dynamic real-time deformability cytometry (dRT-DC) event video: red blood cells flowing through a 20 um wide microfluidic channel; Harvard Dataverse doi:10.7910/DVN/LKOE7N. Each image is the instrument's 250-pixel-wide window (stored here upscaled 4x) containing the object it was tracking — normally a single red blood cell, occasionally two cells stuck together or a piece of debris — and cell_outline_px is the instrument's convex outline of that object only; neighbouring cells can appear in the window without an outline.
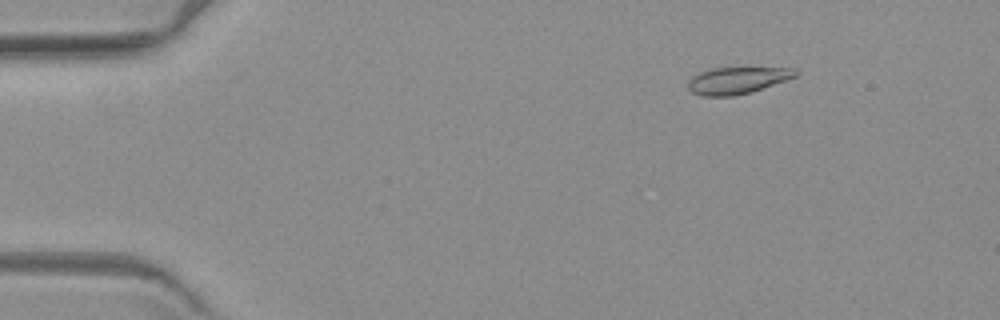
{"species": "common noctule bat (a hibernating species)", "species_latin": "Nyctalus noctula", "temperature_condition": "warm", "stored_images_in_passage": 5, "camera_frame_rate_fps": 3000, "um_per_image_px": 0.085, "animal": {"sex": "female", "body_mass_g": 19.3, "forearm_length_mm": 54.1}, "frame": {"image": 1, "passage_image": 1, "time_ms": 0.0, "image_size_px": [1000, 320], "cell_outline_px": [[800, 72], [796, 76], [752, 92], [732, 96], [700, 96], [692, 92], [688, 88], [688, 80], [692, 76], [700, 72], [712, 68], [796, 68]], "centroid_in_image_um": [62.65, 6.83], "position_along_channel_um": 22.4, "area_um2": 16.76}}
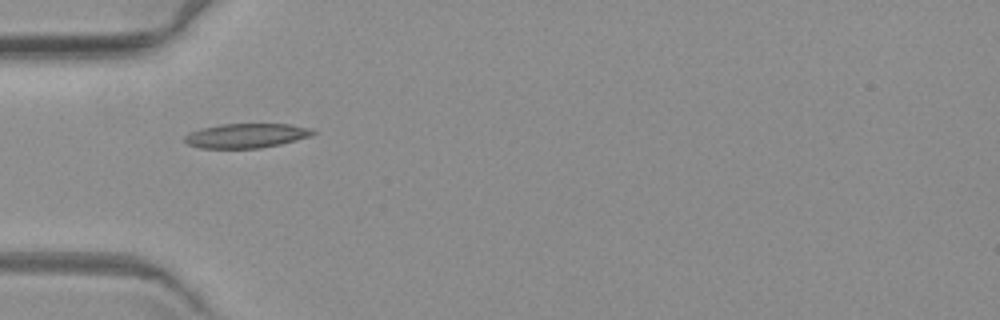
{"frame": {"image": 2, "passage_image": 4, "time_ms": 3.667, "image_size_px": [1000, 320], "cell_outline_px": [[316, 132], [312, 136], [280, 144], [260, 148], [200, 148], [188, 144], [184, 140], [184, 136], [200, 128], [220, 124], [292, 124], [312, 128]], "centroid_in_image_um": [20.97, 11.52], "position_along_channel_um": 64.0, "area_um2": 18.32}}
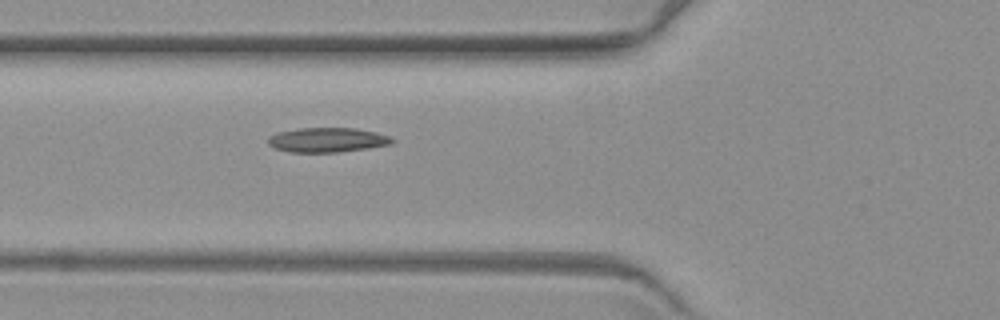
{"frame": {"image": 3, "passage_image": 5, "time_ms": 4.667, "image_size_px": [1000, 320], "cell_outline_px": [[396, 140], [392, 144], [368, 148], [336, 152], [288, 152], [276, 148], [268, 144], [268, 136], [276, 132], [300, 128], [356, 128], [376, 132], [388, 136]], "centroid_in_image_um": [27.81, 11.89], "position_along_channel_um": 98.0, "area_um2": 17.8}}